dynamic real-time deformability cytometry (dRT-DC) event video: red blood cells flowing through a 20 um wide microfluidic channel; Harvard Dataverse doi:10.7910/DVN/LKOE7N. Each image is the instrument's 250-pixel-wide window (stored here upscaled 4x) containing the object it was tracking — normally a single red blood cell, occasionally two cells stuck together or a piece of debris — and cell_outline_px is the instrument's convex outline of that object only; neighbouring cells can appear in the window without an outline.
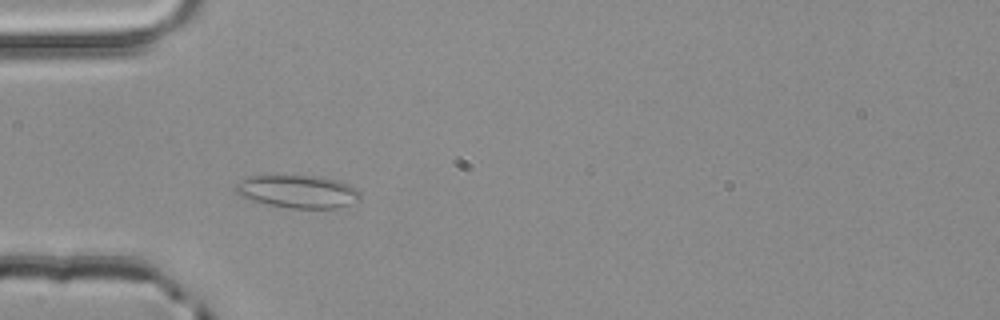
{"species": "common noctule bat (a hibernating species)", "species_latin": "Nyctalus noctula", "temperature_condition": "room temperature", "stored_images_in_passage": 2, "camera_frame_rate_fps": 3000, "um_per_image_px": 0.085, "animal": {"sex": "male", "body_mass_g": 20.4}, "frame": {"image": 1, "passage_image": 2, "time_ms": 0.333, "image_size_px": [1000, 320], "cell_outline_px": [[360, 200], [336, 208], [288, 208], [268, 204], [244, 196], [236, 192], [236, 184], [240, 180], [248, 176], [320, 176], [340, 180], [356, 188], [360, 192]], "centroid_in_image_um": [25.37, 16.27], "position_along_channel_um": 59.6, "area_um2": 23.58}}